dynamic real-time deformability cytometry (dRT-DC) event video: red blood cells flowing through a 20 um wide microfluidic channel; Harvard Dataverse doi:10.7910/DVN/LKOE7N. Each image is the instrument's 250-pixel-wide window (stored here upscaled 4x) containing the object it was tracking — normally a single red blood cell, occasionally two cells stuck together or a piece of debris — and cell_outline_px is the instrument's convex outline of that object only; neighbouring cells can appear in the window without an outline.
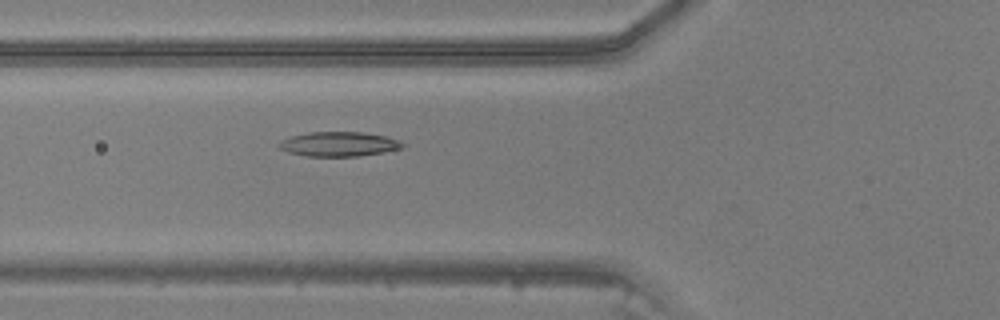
{"species": "common noctule bat (a hibernating species)", "species_latin": "Nyctalus noctula", "temperature_condition": "warm", "stored_images_in_passage": 34, "camera_frame_rate_fps": 3000, "um_per_image_px": 0.085, "animal": {"sex": "male", "body_mass_g": 20.5, "forearm_length_mm": 52.5}, "frame": {"image": 1, "passage_image": 5, "time_ms": 1.333, "image_size_px": [1000, 320], "cell_outline_px": [[408, 144], [404, 148], [360, 156], [308, 156], [288, 152], [280, 148], [276, 144], [280, 140], [292, 136], [308, 132], [364, 132], [384, 136], [400, 140]], "centroid_in_image_um": [28.83, 12.24], "position_along_channel_um": 97.0, "area_um2": 17.8}}
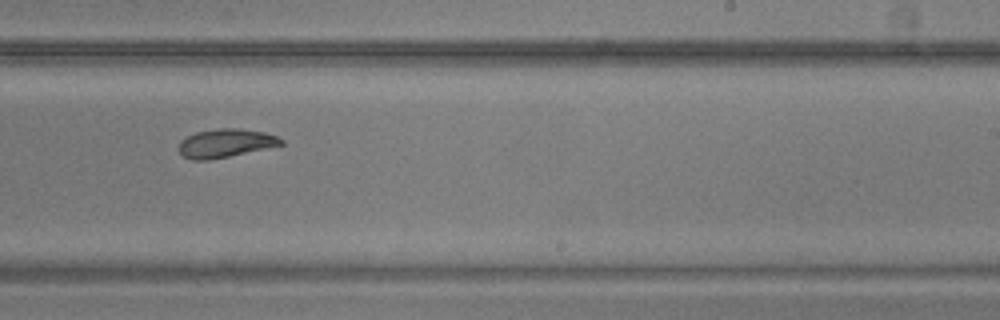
{"frame": {"image": 2, "passage_image": 17, "time_ms": 5.333, "image_size_px": [1000, 320], "cell_outline_px": [[284, 144], [228, 156], [208, 160], [192, 160], [184, 156], [180, 152], [180, 140], [184, 136], [196, 132], [220, 128], [240, 128], [264, 132], [276, 136], [284, 140]], "centroid_in_image_um": [19.15, 12.15], "position_along_channel_um": 269.8, "area_um2": 16.82}}
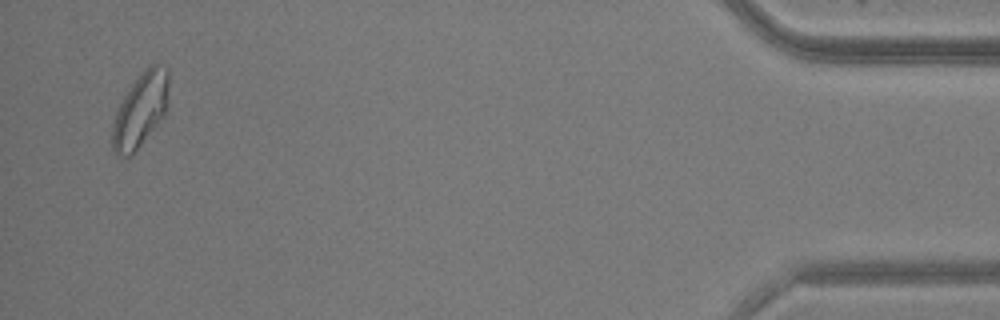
{"frame": {"image": 3, "passage_image": 33, "time_ms": 10.667, "image_size_px": [1000, 320], "cell_outline_px": [[168, 88], [164, 112], [132, 156], [124, 160], [112, 148], [112, 124], [116, 112], [124, 96], [132, 84], [144, 68], [148, 64], [156, 64], [168, 68]], "centroid_in_image_um": [11.89, 9.35], "position_along_channel_um": 423.3, "area_um2": 23.81}}